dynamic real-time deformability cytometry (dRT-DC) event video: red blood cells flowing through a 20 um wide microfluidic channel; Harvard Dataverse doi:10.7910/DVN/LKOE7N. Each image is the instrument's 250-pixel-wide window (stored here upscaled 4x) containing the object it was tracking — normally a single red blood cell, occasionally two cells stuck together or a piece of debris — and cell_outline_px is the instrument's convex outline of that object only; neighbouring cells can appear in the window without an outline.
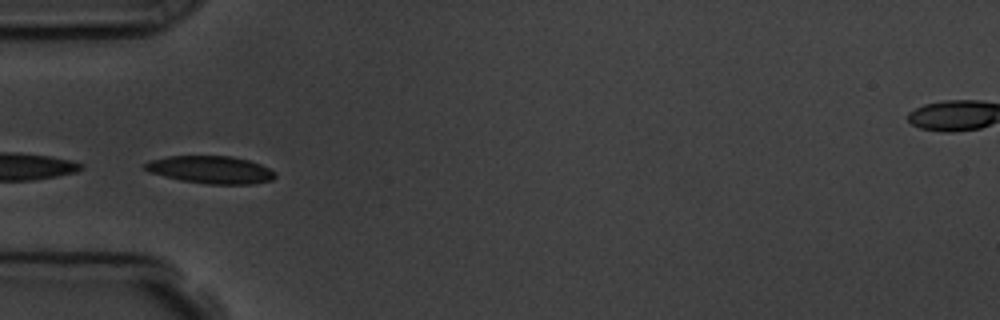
{"species": "common noctule bat (a hibernating species)", "species_latin": "Nyctalus noctula", "temperature_condition": "room temperature", "stored_images_in_passage": 8, "camera_frame_rate_fps": 3000, "um_per_image_px": 0.085, "animal": {"sex": "male", "body_mass_g": 19.5, "forearm_length_mm": 54.6}, "frame": {"image": 1, "passage_image": 4, "time_ms": 5.0, "image_size_px": [1000, 320], "cell_outline_px": [[276, 176], [272, 180], [252, 184], [208, 184], [180, 180], [148, 172], [144, 168], [144, 164], [152, 160], [168, 156], [232, 156], [248, 160], [260, 164], [276, 172]], "centroid_in_image_um": [17.93, 14.43], "position_along_channel_um": 67.1, "area_um2": 20.87}}